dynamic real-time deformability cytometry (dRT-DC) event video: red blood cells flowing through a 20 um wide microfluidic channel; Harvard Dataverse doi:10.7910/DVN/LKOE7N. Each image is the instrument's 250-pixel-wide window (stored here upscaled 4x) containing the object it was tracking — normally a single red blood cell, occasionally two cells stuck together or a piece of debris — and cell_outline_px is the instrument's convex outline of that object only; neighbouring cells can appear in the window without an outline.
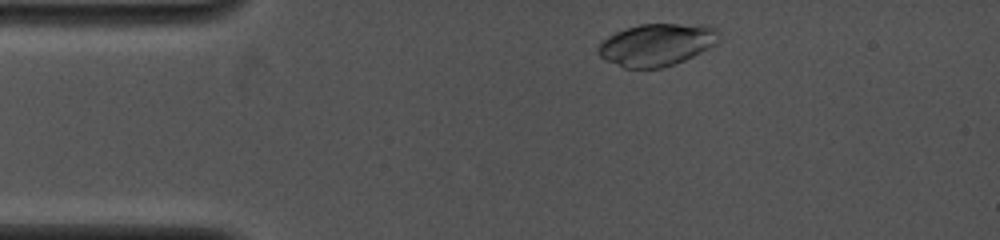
{"species": "common noctule bat (a hibernating species)", "species_latin": "Nyctalus noctula", "temperature_condition": "cold", "stored_images_in_passage": 46, "camera_frame_rate_fps": 4000, "um_per_image_px": 0.085, "animal": {"sex": "female", "body_mass_g": 19.0, "forearm_length_mm": 53.3}, "frame": {"image": 1, "passage_image": 4, "time_ms": 0.5, "image_size_px": [1000, 240], "cell_outline_px": [[720, 40], [716, 44], [684, 60], [660, 68], [624, 68], [600, 56], [596, 52], [596, 48], [608, 36], [616, 32], [640, 24], [708, 24], [716, 28], [720, 32]], "centroid_in_image_um": [55.86, 3.78], "position_along_channel_um": 29.1, "area_um2": 29.71}}
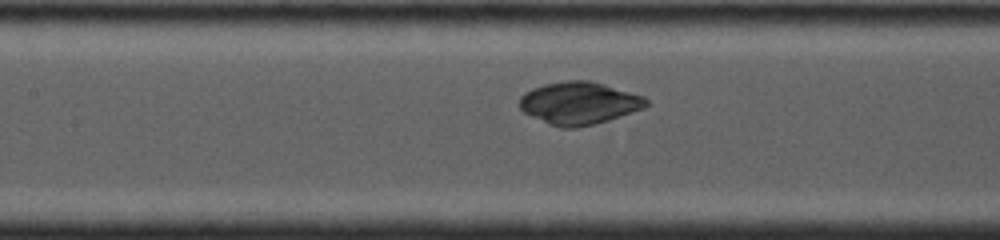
{"frame": {"image": 2, "passage_image": 25, "time_ms": 4.75, "image_size_px": [1000, 240], "cell_outline_px": [[648, 104], [644, 108], [608, 120], [576, 128], [560, 128], [548, 124], [524, 112], [520, 108], [520, 96], [524, 92], [532, 88], [544, 84], [564, 80], [588, 80], [604, 84], [644, 96], [648, 100]], "centroid_in_image_um": [49.21, 8.76], "position_along_channel_um": 158.2, "area_um2": 31.33}}
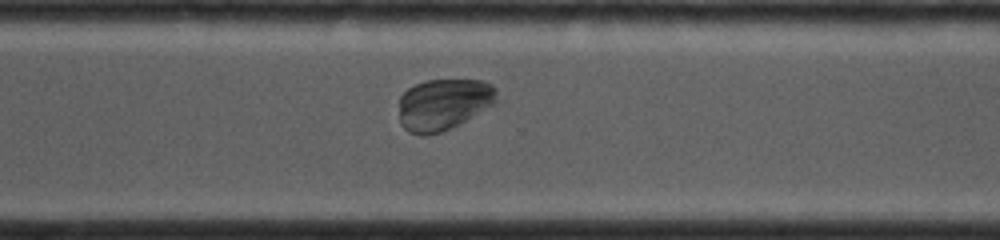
{"frame": {"image": 3, "passage_image": 40, "time_ms": 9.0, "image_size_px": [1000, 240], "cell_outline_px": [[496, 100], [492, 104], [472, 116], [440, 132], [428, 136], [420, 136], [408, 132], [400, 124], [400, 96], [408, 88], [424, 80], [484, 80], [492, 84], [496, 88]], "centroid_in_image_um": [37.66, 8.86], "position_along_channel_um": 332.9, "area_um2": 29.07}}